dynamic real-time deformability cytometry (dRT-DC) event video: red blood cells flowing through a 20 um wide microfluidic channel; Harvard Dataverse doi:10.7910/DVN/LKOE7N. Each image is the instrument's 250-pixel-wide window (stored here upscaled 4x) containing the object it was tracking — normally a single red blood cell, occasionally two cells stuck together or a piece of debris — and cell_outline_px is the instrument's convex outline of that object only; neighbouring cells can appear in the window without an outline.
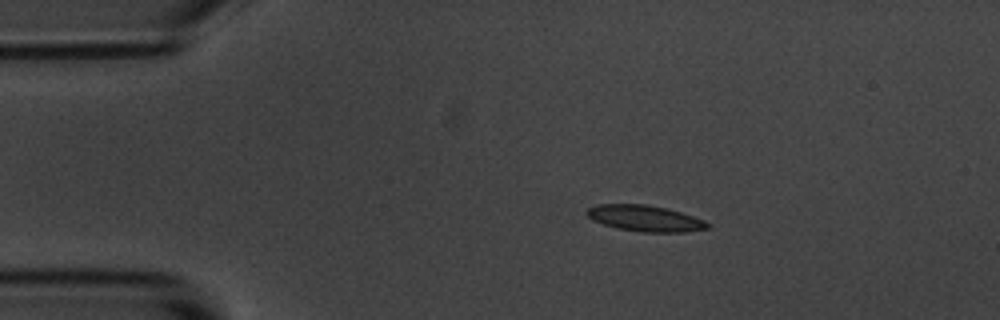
{"species": "common noctule bat (a hibernating species)", "species_latin": "Nyctalus noctula", "temperature_condition": "room temperature", "stored_images_in_passage": 4, "camera_frame_rate_fps": 3000, "um_per_image_px": 0.085, "animal": {"sex": "male", "body_mass_g": 20.1, "forearm_length_mm": 53.5}, "frame": {"image": 1, "passage_image": 2, "time_ms": 1.333, "image_size_px": [1000, 320], "cell_outline_px": [[712, 228], [684, 232], [640, 232], [616, 228], [592, 220], [584, 212], [588, 208], [596, 204], [644, 204], [668, 208], [704, 220], [712, 224]], "centroid_in_image_um": [54.84, 18.56], "position_along_channel_um": 30.2, "area_um2": 18.55}}